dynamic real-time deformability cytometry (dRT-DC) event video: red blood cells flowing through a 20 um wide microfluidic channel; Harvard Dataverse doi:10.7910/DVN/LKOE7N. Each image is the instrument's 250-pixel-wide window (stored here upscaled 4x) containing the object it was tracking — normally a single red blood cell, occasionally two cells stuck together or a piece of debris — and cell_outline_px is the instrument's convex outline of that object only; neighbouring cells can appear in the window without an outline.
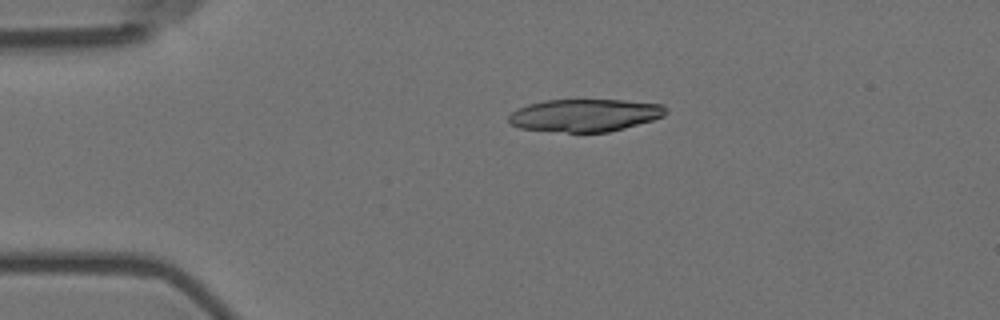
{"species": "Egyptian fruit bat (a non-hibernating species)", "species_latin": "Rousettus aegyptiacus", "temperature_condition": "room temperature", "stored_images_in_passage": 45, "camera_frame_rate_fps": 3000, "um_per_image_px": 0.085, "animal": {"sex": "female"}, "frame": {"image": 1, "passage_image": 1, "time_ms": 0.0, "image_size_px": [1000, 320], "cell_outline_px": [[668, 112], [664, 116], [652, 120], [624, 128], [608, 132], [568, 132], [520, 128], [512, 124], [508, 120], [508, 116], [512, 112], [528, 104], [544, 100], [624, 100], [664, 104]], "centroid_in_image_um": [49.75, 9.79], "position_along_channel_um": 35.2, "area_um2": 29.71}}
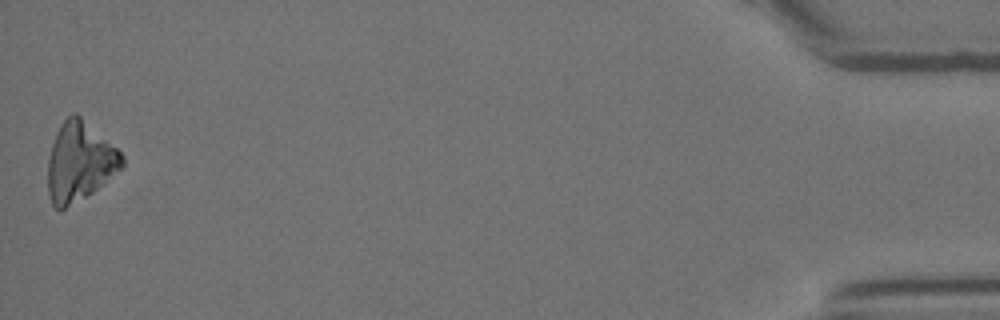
{"frame": {"image": 2, "passage_image": 45, "time_ms": 14.667, "image_size_px": [1000, 320], "cell_outline_px": [[124, 164], [120, 168], [92, 192], [60, 212], [52, 204], [48, 192], [48, 160], [52, 144], [56, 132], [60, 124], [72, 112], [76, 112], [116, 148], [124, 156]], "centroid_in_image_um": [6.73, 13.75], "position_along_channel_um": 428.5, "area_um2": 33.76}}